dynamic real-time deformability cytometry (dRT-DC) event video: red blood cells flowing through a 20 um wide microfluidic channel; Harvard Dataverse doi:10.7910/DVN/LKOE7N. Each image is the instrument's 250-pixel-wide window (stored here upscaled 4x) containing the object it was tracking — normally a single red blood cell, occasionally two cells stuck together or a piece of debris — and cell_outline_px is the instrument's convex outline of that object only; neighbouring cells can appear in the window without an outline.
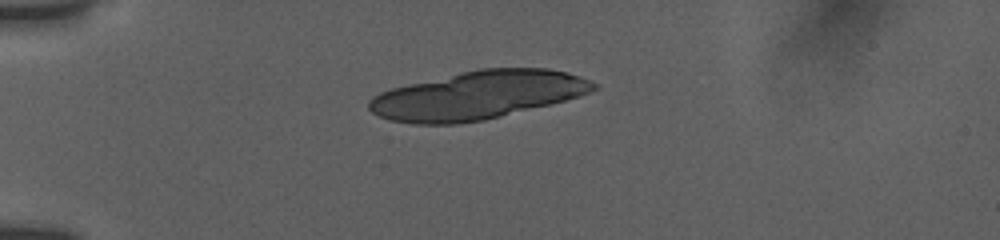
{"species": "human", "species_latin": "Homo sapiens", "temperature_condition": "room temperature", "stored_images_in_passage": 3, "camera_frame_rate_fps": 3000, "um_per_image_px": 0.085, "donor": {"sex": "female"}, "frame": {"image": 1, "passage_image": 1, "time_ms": 0.0, "image_size_px": [1000, 240], "cell_outline_px": [[600, 88], [580, 96], [484, 120], [456, 124], [412, 124], [388, 120], [372, 112], [368, 108], [368, 100], [372, 96], [380, 92], [392, 88], [408, 84], [460, 72], [480, 68], [548, 68], [568, 72], [580, 76], [600, 84]], "centroid_in_image_um": [40.6, 8.09], "position_along_channel_um": 44.4, "area_um2": 63.12}}